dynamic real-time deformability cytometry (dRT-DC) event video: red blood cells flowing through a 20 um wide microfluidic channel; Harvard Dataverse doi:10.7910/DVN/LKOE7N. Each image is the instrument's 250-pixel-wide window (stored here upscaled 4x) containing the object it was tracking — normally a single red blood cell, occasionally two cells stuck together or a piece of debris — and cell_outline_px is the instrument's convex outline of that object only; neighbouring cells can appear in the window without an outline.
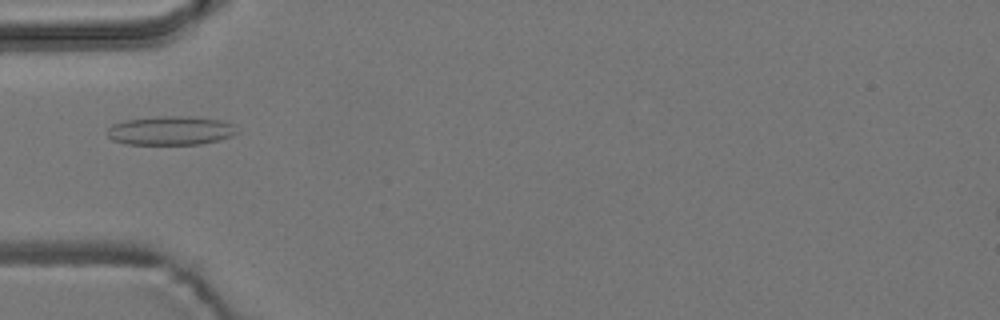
{"species": "common noctule bat (a hibernating species)", "species_latin": "Nyctalus noctula", "temperature_condition": "room temperature", "stored_images_in_passage": 8, "camera_frame_rate_fps": 3000, "um_per_image_px": 0.085, "animal": {"sex": "male", "body_mass_g": 19.2, "forearm_length_mm": 51.8}, "frame": {"image": 1, "passage_image": 5, "time_ms": 1.333, "image_size_px": [1000, 320], "cell_outline_px": [[240, 132], [232, 136], [220, 140], [200, 144], [124, 144], [112, 140], [108, 136], [108, 128], [112, 124], [124, 120], [160, 116], [188, 116], [224, 120], [232, 124]], "centroid_in_image_um": [14.53, 11.1], "position_along_channel_um": 70.5, "area_um2": 22.08}}
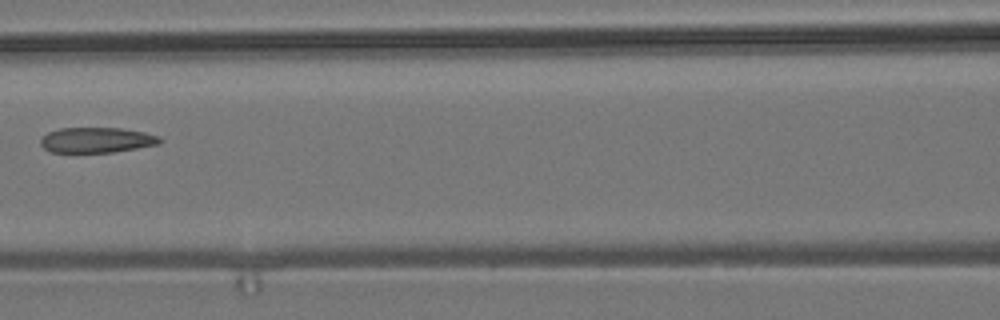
{"frame": {"image": 2, "passage_image": 7, "time_ms": 2.0, "image_size_px": [1000, 320], "cell_outline_px": [[164, 140], [160, 144], [112, 152], [52, 152], [44, 148], [40, 144], [40, 140], [48, 132], [60, 128], [120, 128], [144, 132], [160, 136]], "centroid_in_image_um": [8.25, 11.9], "position_along_channel_um": 158.4, "area_um2": 17.57}}
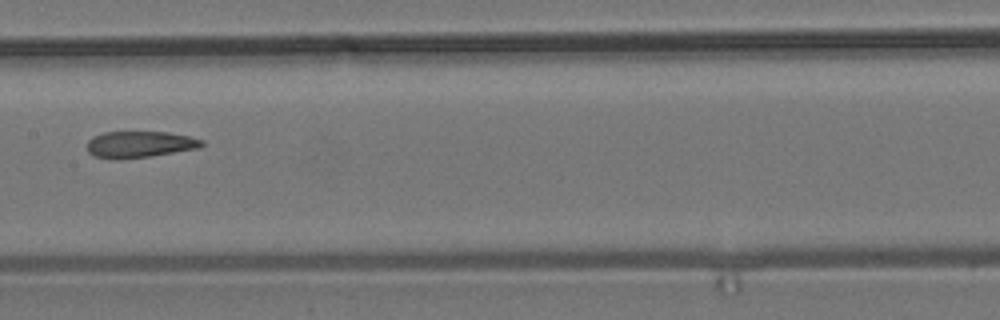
{"frame": {"image": 3, "passage_image": 8, "time_ms": 2.333, "image_size_px": [1000, 320], "cell_outline_px": [[204, 144], [200, 148], [152, 156], [120, 160], [112, 160], [92, 156], [88, 152], [88, 140], [92, 136], [104, 132], [168, 132], [188, 136], [204, 140]], "centroid_in_image_um": [11.85, 12.29], "position_along_channel_um": 195.5, "area_um2": 18.03}}